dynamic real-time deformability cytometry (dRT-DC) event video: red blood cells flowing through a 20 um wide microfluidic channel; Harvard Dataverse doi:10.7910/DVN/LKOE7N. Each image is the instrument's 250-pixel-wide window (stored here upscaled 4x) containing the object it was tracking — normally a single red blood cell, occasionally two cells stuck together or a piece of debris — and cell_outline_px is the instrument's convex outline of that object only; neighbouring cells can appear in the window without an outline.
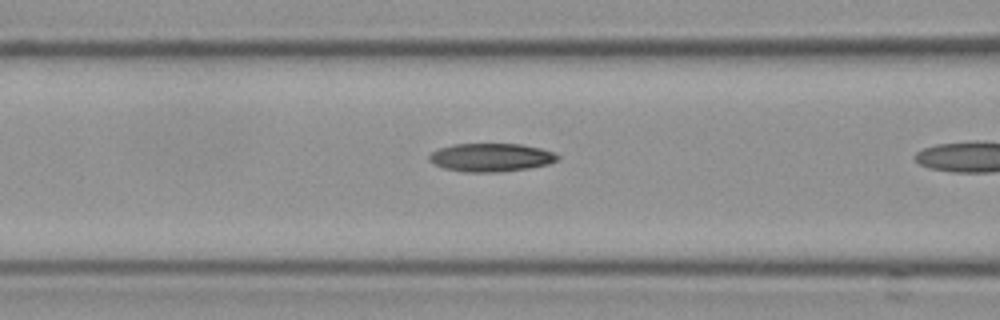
{"species": "Egyptian fruit bat (a non-hibernating species)", "species_latin": "Rousettus aegyptiacus", "temperature_condition": "cold", "stored_images_in_passage": 9, "camera_frame_rate_fps": 3000, "um_per_image_px": 0.085, "frame": {"image": 1, "passage_image": 8, "time_ms": 2.333, "image_size_px": [1000, 320], "cell_outline_px": [[560, 156], [556, 160], [548, 164], [528, 168], [500, 172], [464, 172], [444, 168], [428, 160], [428, 156], [432, 152], [440, 148], [452, 144], [520, 144], [540, 148], [552, 152]], "centroid_in_image_um": [41.71, 13.38], "position_along_channel_um": 124.9, "area_um2": 21.04}}